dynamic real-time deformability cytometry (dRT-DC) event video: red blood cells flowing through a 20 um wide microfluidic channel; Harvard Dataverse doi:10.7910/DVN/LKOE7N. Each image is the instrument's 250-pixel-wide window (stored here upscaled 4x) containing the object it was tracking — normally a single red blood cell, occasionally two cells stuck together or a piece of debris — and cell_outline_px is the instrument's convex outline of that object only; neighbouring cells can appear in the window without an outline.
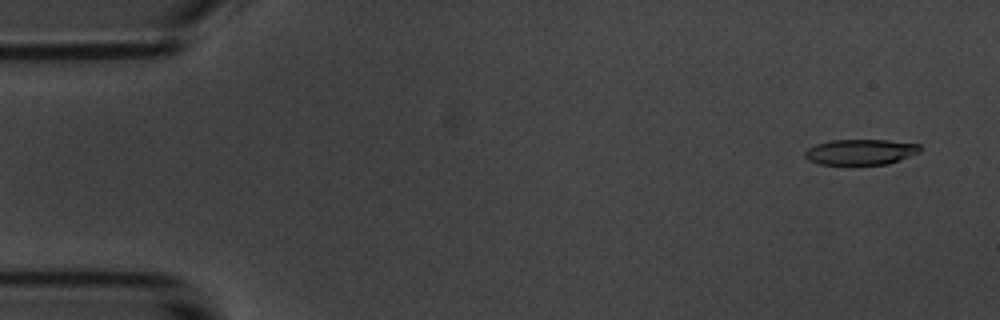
{"species": "common noctule bat (a hibernating species)", "species_latin": "Nyctalus noctula", "temperature_condition": "room temperature", "stored_images_in_passage": 6, "camera_frame_rate_fps": 3000, "um_per_image_px": 0.085, "animal": {"sex": "male", "body_mass_g": 20.1, "forearm_length_mm": 53.5}, "frame": {"image": 1, "passage_image": 1, "time_ms": 0.0, "image_size_px": [1000, 320], "cell_outline_px": [[920, 152], [888, 164], [820, 164], [808, 160], [804, 156], [804, 152], [808, 148], [816, 144], [828, 140], [888, 140], [920, 144]], "centroid_in_image_um": [73.13, 12.91], "position_along_channel_um": 11.9, "area_um2": 17.11}}
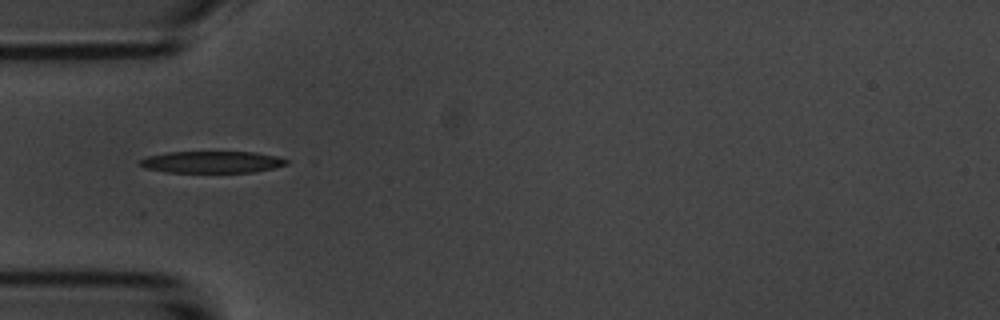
{"frame": {"image": 2, "passage_image": 5, "time_ms": 4.667, "image_size_px": [1000, 320], "cell_outline_px": [[288, 164], [272, 168], [252, 172], [164, 172], [144, 168], [140, 164], [140, 160], [148, 156], [168, 152], [252, 152], [276, 156], [288, 160]], "centroid_in_image_um": [17.99, 13.77], "position_along_channel_um": 67.0, "area_um2": 18.44}}